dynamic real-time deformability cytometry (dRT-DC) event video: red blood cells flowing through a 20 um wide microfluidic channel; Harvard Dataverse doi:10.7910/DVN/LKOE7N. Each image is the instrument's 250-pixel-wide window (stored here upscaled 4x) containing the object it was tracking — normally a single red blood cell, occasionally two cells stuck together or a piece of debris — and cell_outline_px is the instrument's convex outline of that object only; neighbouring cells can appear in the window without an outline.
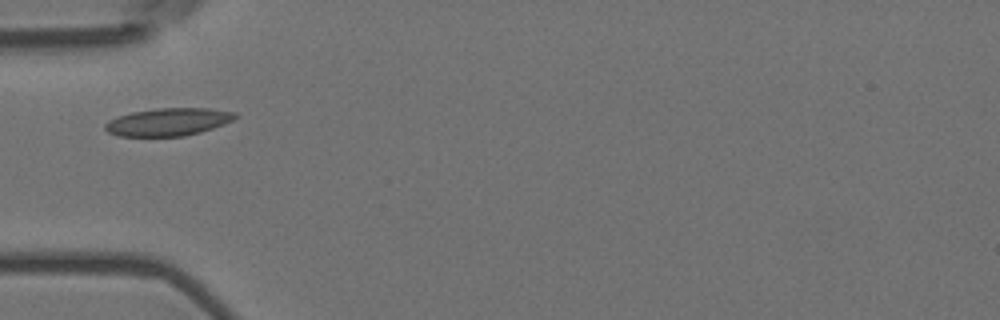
{"species": "Egyptian fruit bat (a non-hibernating species)", "species_latin": "Rousettus aegyptiacus", "temperature_condition": "room temperature", "stored_images_in_passage": 11, "camera_frame_rate_fps": 3000, "um_per_image_px": 0.085, "animal": {"sex": "female"}, "frame": {"image": 1, "passage_image": 1, "time_ms": 0.0, "image_size_px": [1000, 320], "cell_outline_px": [[240, 116], [224, 124], [200, 132], [184, 136], [120, 136], [108, 132], [104, 128], [104, 124], [108, 120], [116, 116], [132, 112], [156, 108], [208, 108], [236, 112]], "centroid_in_image_um": [14.29, 10.35], "position_along_channel_um": 70.7, "area_um2": 21.1}}
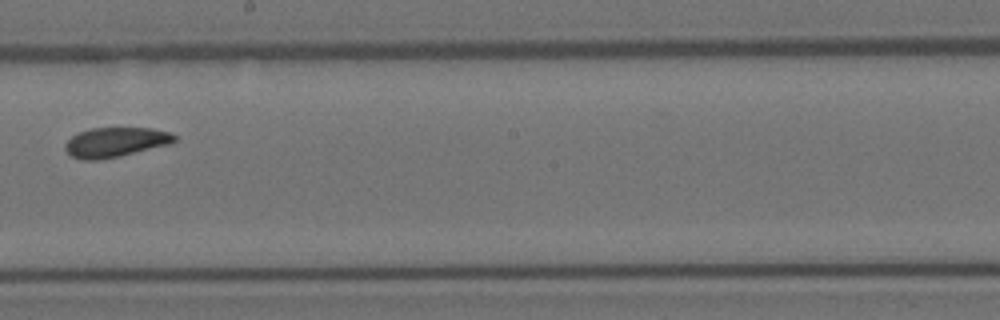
{"frame": {"image": 2, "passage_image": 5, "time_ms": 1.333, "image_size_px": [1000, 320], "cell_outline_px": [[176, 140], [168, 144], [120, 156], [96, 160], [84, 160], [72, 156], [64, 148], [64, 144], [72, 136], [80, 132], [92, 128], [152, 128], [172, 132], [176, 136]], "centroid_in_image_um": [9.82, 12.08], "position_along_channel_um": 238.4, "area_um2": 18.73}}
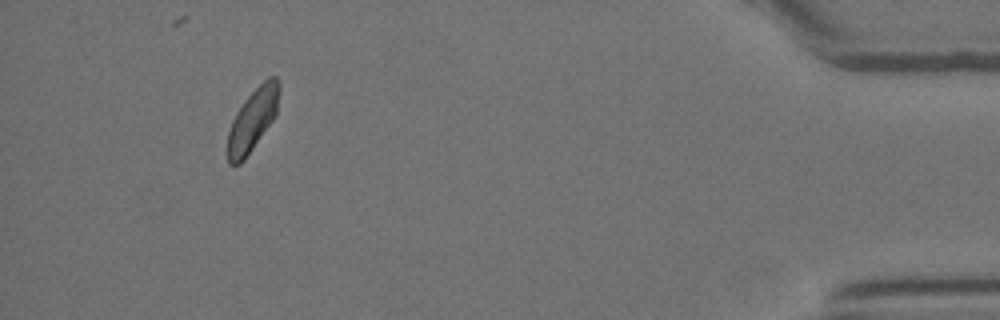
{"frame": {"image": 3, "passage_image": 10, "time_ms": 3.0, "image_size_px": [1000, 320], "cell_outline_px": [[280, 88], [276, 116], [244, 160], [240, 164], [228, 164], [228, 132], [232, 120], [236, 112], [244, 100], [268, 76], [276, 76], [280, 84]], "centroid_in_image_um": [21.49, 10.16], "position_along_channel_um": 413.7, "area_um2": 18.67}}